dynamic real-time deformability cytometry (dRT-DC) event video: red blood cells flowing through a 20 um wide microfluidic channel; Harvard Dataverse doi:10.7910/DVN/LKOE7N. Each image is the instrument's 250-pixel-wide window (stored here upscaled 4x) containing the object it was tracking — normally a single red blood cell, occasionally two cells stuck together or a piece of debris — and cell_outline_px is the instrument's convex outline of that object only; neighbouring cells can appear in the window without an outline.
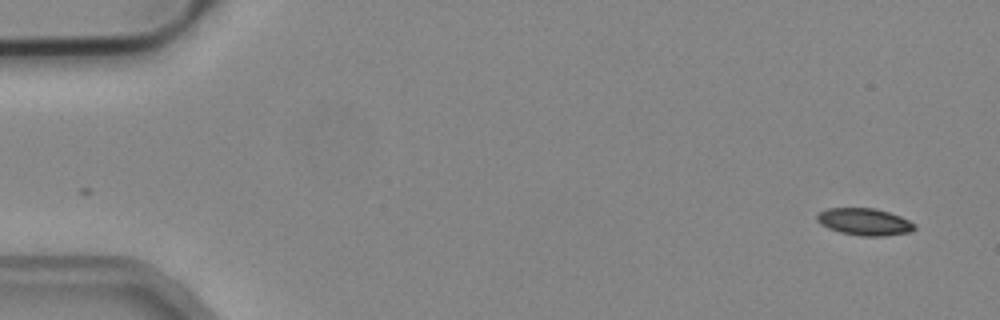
{"species": "common noctule bat (a hibernating species)", "species_latin": "Nyctalus noctula", "temperature_condition": "cold", "stored_images_in_passage": 3, "segment_of_instrument_passage": [2, 2], "camera_frame_rate_fps": 3000, "um_per_image_px": 0.085, "animal": {"sex": "male", "body_mass_g": 19.2, "forearm_length_mm": 51.8}, "frame": {"image": 1, "passage_image": 3, "time_ms": 0.667, "image_size_px": [1000, 320], "cell_outline_px": [[916, 228], [912, 232], [884, 236], [860, 236], [840, 232], [828, 228], [820, 224], [816, 220], [816, 216], [820, 212], [828, 208], [876, 208], [900, 216], [916, 224]], "centroid_in_image_um": [73.5, 18.86], "position_along_channel_um": 11.5, "area_um2": 15.49}}